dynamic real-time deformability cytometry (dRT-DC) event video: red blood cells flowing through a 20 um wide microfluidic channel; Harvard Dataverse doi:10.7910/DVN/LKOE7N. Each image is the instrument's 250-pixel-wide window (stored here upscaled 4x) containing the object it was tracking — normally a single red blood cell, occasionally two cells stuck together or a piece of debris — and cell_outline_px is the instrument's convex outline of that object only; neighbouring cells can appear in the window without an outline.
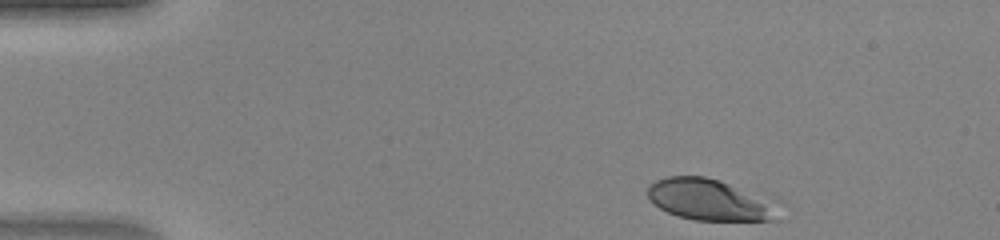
{"species": "human", "species_latin": "Homo sapiens", "temperature_condition": "warm", "stored_images_in_passage": 41, "camera_frame_rate_fps": 3000, "um_per_image_px": 0.085, "donor": {"sex": "female"}, "frame": {"image": 1, "passage_image": 1, "time_ms": 0.0, "image_size_px": [1000, 240], "cell_outline_px": [[780, 220], [696, 220], [680, 216], [668, 212], [652, 204], [648, 200], [648, 184], [656, 180], [668, 176], [704, 176], [720, 180], [780, 196]], "centroid_in_image_um": [60.55, 16.96], "position_along_channel_um": 24.4, "area_um2": 33.35}}
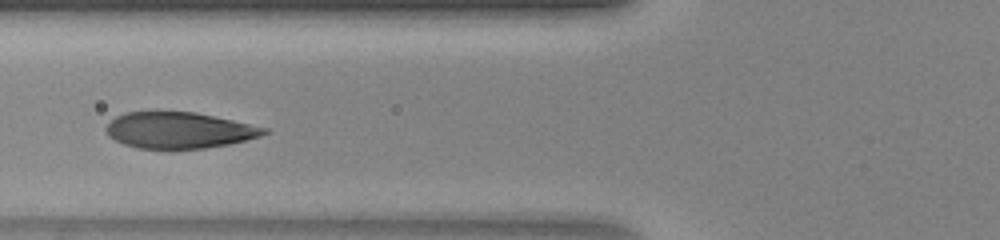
{"frame": {"image": 2, "passage_image": 13, "time_ms": 4.0, "image_size_px": [1000, 240], "cell_outline_px": [[272, 132], [260, 136], [228, 144], [204, 148], [136, 148], [124, 144], [108, 136], [104, 128], [116, 116], [124, 112], [196, 112], [268, 128]], "centroid_in_image_um": [15.22, 11.06], "position_along_channel_um": 110.6, "area_um2": 33.06}}
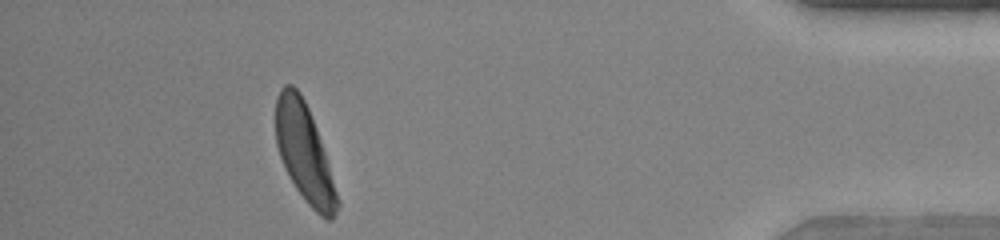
{"frame": {"image": 3, "passage_image": 37, "time_ms": 12.0, "image_size_px": [1000, 240], "cell_outline_px": [[340, 204], [332, 220], [328, 220], [320, 216], [308, 204], [296, 188], [288, 176], [284, 168], [276, 144], [276, 96], [280, 88], [284, 84], [292, 84], [300, 92], [308, 108], [316, 128], [328, 164]], "centroid_in_image_um": [25.84, 12.98], "position_along_channel_um": 409.4, "area_um2": 34.62}}